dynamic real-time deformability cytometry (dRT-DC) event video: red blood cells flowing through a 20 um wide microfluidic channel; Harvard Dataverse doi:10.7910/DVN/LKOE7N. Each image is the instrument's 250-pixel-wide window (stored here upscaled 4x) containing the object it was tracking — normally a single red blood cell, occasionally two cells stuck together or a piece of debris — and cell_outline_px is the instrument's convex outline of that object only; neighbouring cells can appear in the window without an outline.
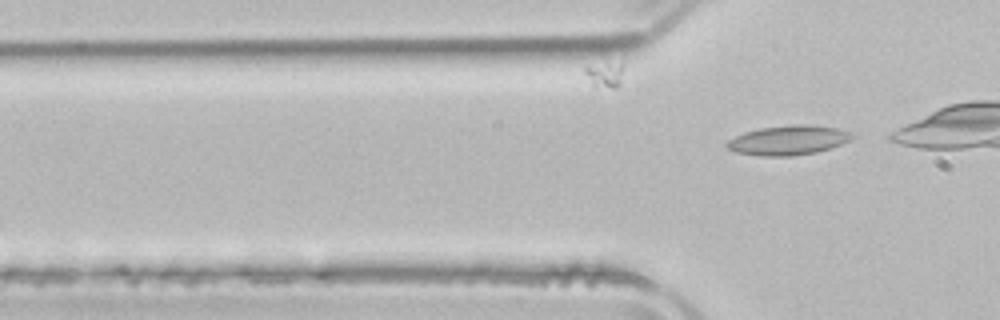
{"species": "common noctule bat (a hibernating species)", "species_latin": "Nyctalus noctula", "temperature_condition": "room temperature", "stored_images_in_passage": 2, "camera_frame_rate_fps": 3000, "um_per_image_px": 0.085, "animal": {"sex": "male", "body_mass_g": 21.5, "forearm_length_mm": 52.0}, "frame": {"image": 1, "passage_image": 2, "time_ms": 0.333, "image_size_px": [1000, 320], "cell_outline_px": [[856, 136], [852, 140], [816, 152], [792, 156], [760, 156], [736, 152], [728, 148], [724, 144], [728, 140], [744, 132], [760, 128], [792, 124], [812, 124], [836, 128], [852, 132]], "centroid_in_image_um": [67.02, 11.91], "position_along_channel_um": 58.8, "area_um2": 21.68}}